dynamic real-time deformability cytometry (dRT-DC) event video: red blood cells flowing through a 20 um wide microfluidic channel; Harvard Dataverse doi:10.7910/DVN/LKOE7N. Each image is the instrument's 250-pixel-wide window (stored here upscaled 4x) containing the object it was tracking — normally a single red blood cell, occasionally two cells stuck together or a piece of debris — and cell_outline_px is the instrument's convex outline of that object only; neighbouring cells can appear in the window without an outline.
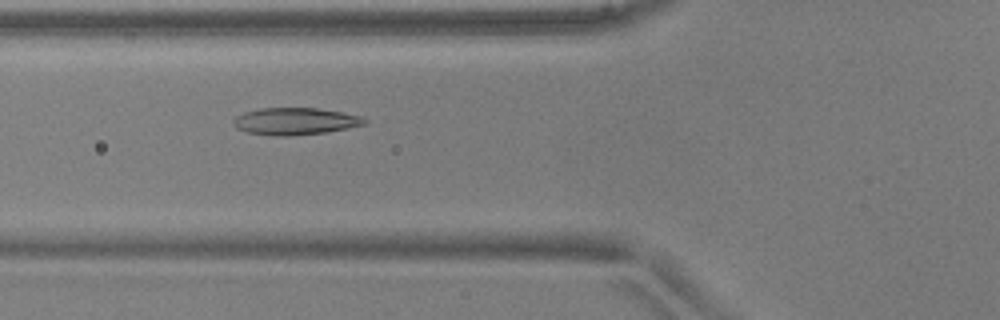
{"species": "common noctule bat (a hibernating species)", "species_latin": "Nyctalus noctula", "temperature_condition": "warm", "stored_images_in_passage": 52, "camera_frame_rate_fps": 3000, "um_per_image_px": 0.085, "animal": {"sex": "male", "body_mass_g": 17.9, "forearm_length_mm": 54.2}, "frame": {"image": 1, "passage_image": 20, "time_ms": 6.333, "image_size_px": [1000, 320], "cell_outline_px": [[368, 120], [364, 124], [348, 128], [328, 132], [288, 136], [276, 136], [248, 132], [236, 128], [232, 124], [232, 120], [236, 116], [244, 112], [260, 108], [316, 108], [364, 116]], "centroid_in_image_um": [25.08, 10.31], "position_along_channel_um": 100.7, "area_um2": 20.75}}
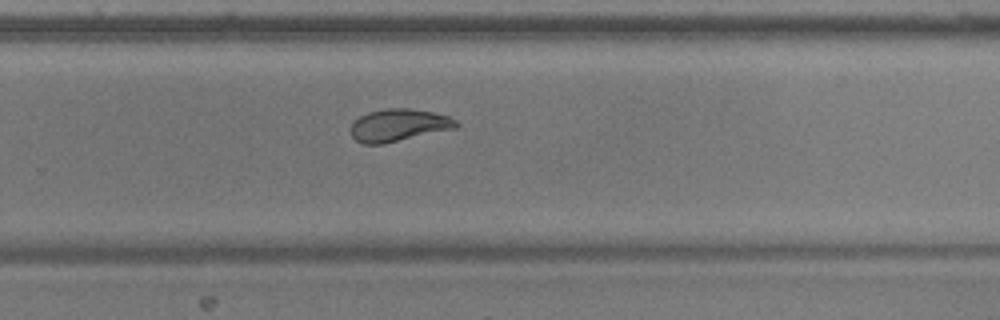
{"frame": {"image": 2, "passage_image": 35, "time_ms": 11.333, "image_size_px": [1000, 320], "cell_outline_px": [[460, 124], [456, 128], [384, 144], [360, 144], [352, 136], [352, 124], [360, 116], [368, 112], [384, 108], [412, 108], [432, 112], [448, 116], [456, 120]], "centroid_in_image_um": [33.9, 10.64], "position_along_channel_um": 295.9, "area_um2": 19.94}}
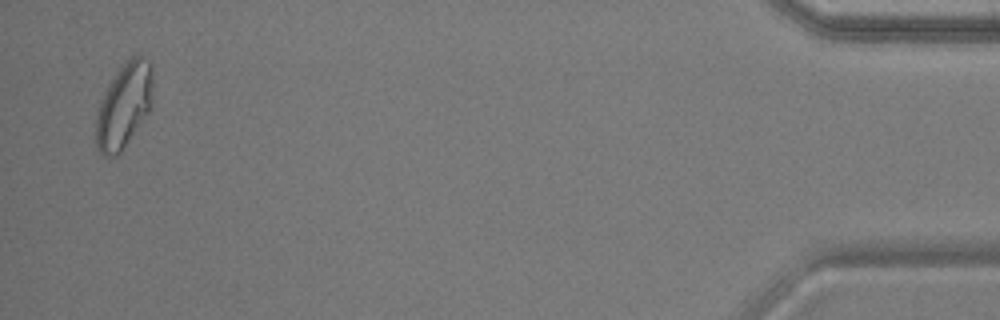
{"frame": {"image": 3, "passage_image": 51, "time_ms": 16.667, "image_size_px": [1000, 320], "cell_outline_px": [[152, 104], [148, 112], [120, 152], [116, 156], [104, 156], [96, 148], [96, 116], [104, 92], [112, 76], [124, 60], [136, 52], [152, 60]], "centroid_in_image_um": [10.55, 8.87], "position_along_channel_um": 424.6, "area_um2": 28.5}, "authors_computed_cell_mechanics": {"area_um2": 20.8947, "velocity_mm_per_s": 3.9161, "shape_relaxation_time_tau1_ms": 5.8282, "shape_relaxation_time_tau2_ms": 1.6928, "deformation_change_tau1": 0.2084, "deformation_change_tau2": 0.0798}}